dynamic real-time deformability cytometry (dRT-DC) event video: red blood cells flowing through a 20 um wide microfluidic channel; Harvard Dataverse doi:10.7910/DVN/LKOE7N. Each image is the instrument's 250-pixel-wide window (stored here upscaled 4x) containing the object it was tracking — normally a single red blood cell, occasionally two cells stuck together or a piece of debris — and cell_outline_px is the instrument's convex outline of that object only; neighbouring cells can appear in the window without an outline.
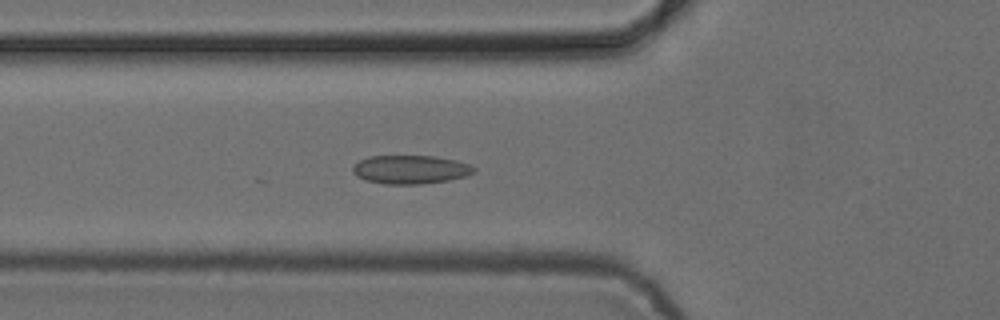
{"species": "common noctule bat (a hibernating species)", "species_latin": "Nyctalus noctula", "temperature_condition": "cold", "stored_images_in_passage": 53, "camera_frame_rate_fps": 3000, "um_per_image_px": 0.085, "animal": {"sex": "female", "body_mass_g": 24.6, "forearm_length_mm": 56.2}, "frame": {"image": 1, "passage_image": 19, "time_ms": 6.0, "image_size_px": [1000, 320], "cell_outline_px": [[476, 172], [464, 176], [448, 180], [420, 184], [384, 184], [364, 180], [356, 176], [352, 172], [352, 168], [360, 160], [368, 156], [436, 156], [456, 160], [468, 164], [476, 168]], "centroid_in_image_um": [34.87, 14.41], "position_along_channel_um": 90.9, "area_um2": 20.23}}
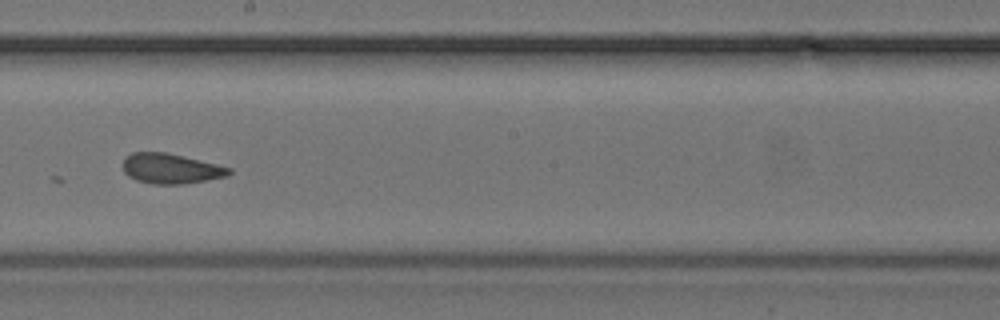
{"frame": {"image": 2, "passage_image": 30, "time_ms": 9.667, "image_size_px": [1000, 320], "cell_outline_px": [[232, 172], [228, 176], [184, 184], [152, 184], [136, 180], [128, 176], [124, 172], [124, 156], [132, 152], [168, 152], [232, 168]], "centroid_in_image_um": [14.52, 14.33], "position_along_channel_um": 233.7, "area_um2": 18.73}}
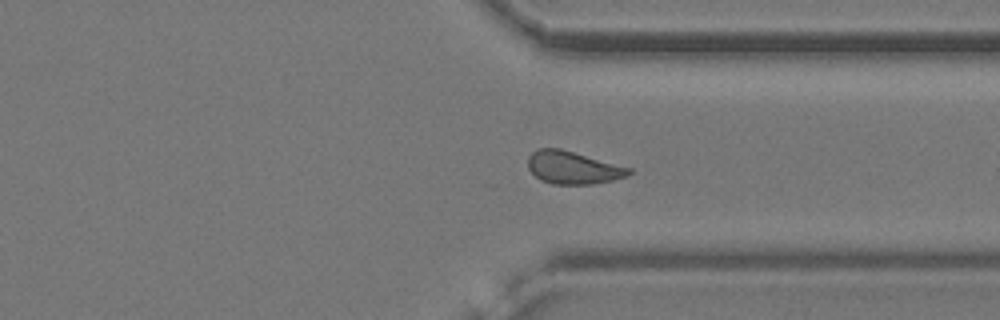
{"frame": {"image": 3, "passage_image": 40, "time_ms": 13.0, "image_size_px": [1000, 320], "cell_outline_px": [[632, 172], [628, 176], [612, 180], [592, 184], [552, 184], [540, 180], [528, 168], [528, 156], [536, 148], [560, 148], [632, 168]], "centroid_in_image_um": [48.7, 14.24], "position_along_channel_um": 362.7, "area_um2": 19.31}, "authors_computed_cell_mechanics": {"area_um2": 19.652, "velocity_mm_per_s": 3.8707, "shape_relaxation_time_tau1_ms": null, "shape_relaxation_time_tau2_ms": 1.8341, "deformation_change_tau1": null, "deformation_change_tau2": 0.0797}}